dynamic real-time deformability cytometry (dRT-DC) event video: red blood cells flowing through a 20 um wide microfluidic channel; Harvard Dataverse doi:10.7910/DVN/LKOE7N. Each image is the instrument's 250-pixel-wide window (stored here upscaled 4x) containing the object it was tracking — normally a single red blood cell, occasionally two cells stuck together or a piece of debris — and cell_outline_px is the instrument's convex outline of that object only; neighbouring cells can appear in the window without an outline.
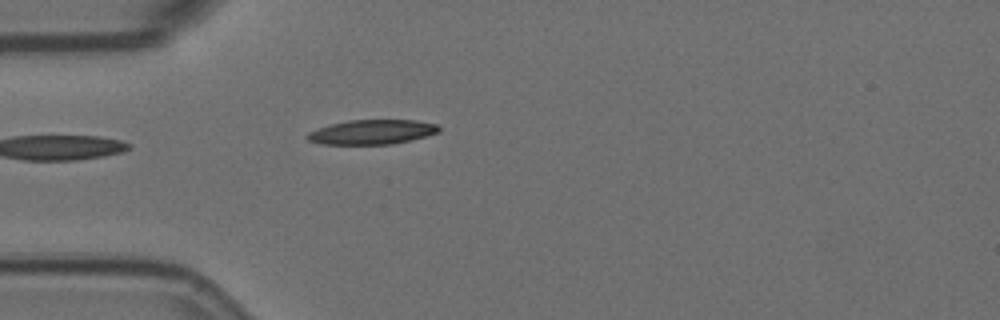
{"species": "Egyptian fruit bat (a non-hibernating species)", "species_latin": "Rousettus aegyptiacus", "temperature_condition": "room temperature", "stored_images_in_passage": 5, "segment_of_instrument_passage": [2, 2], "camera_frame_rate_fps": 3000, "um_per_image_px": 0.085, "animal": {"sex": "female"}, "frame": {"image": 1, "passage_image": 5, "time_ms": 1.333, "image_size_px": [1000, 320], "cell_outline_px": [[440, 132], [392, 144], [324, 144], [308, 140], [304, 136], [308, 132], [332, 124], [348, 120], [416, 120], [436, 124], [440, 128]], "centroid_in_image_um": [31.61, 11.22], "position_along_channel_um": 53.4, "area_um2": 18.61}}